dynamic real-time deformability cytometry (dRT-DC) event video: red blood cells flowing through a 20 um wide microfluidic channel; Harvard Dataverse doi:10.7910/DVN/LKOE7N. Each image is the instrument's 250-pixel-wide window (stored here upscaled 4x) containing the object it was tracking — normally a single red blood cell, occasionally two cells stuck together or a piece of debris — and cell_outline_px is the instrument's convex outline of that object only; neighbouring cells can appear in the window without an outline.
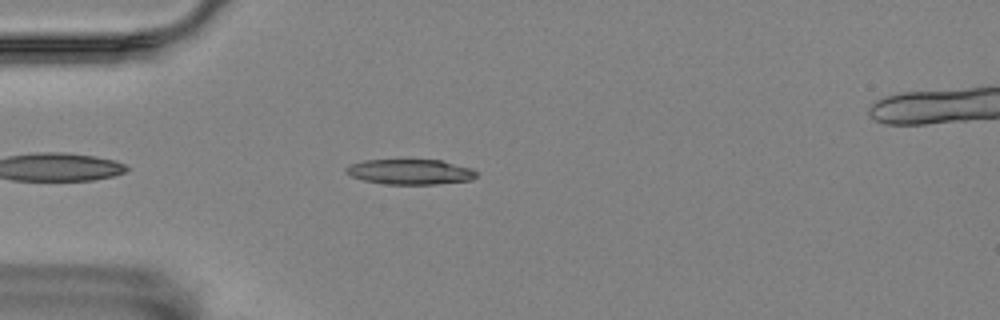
{"species": "Egyptian fruit bat (a non-hibernating species)", "species_latin": "Rousettus aegyptiacus", "temperature_condition": "room temperature", "stored_images_in_passage": 26, "camera_frame_rate_fps": 3000, "um_per_image_px": 0.085, "animal": {"sex": "female"}, "frame": {"image": 1, "passage_image": 4, "time_ms": 1.0, "image_size_px": [1000, 320], "cell_outline_px": [[480, 172], [472, 180], [436, 184], [384, 184], [364, 180], [352, 176], [344, 172], [344, 168], [352, 164], [364, 160], [440, 160], [472, 168]], "centroid_in_image_um": [34.9, 14.61], "position_along_channel_um": 50.1, "area_um2": 19.19}}
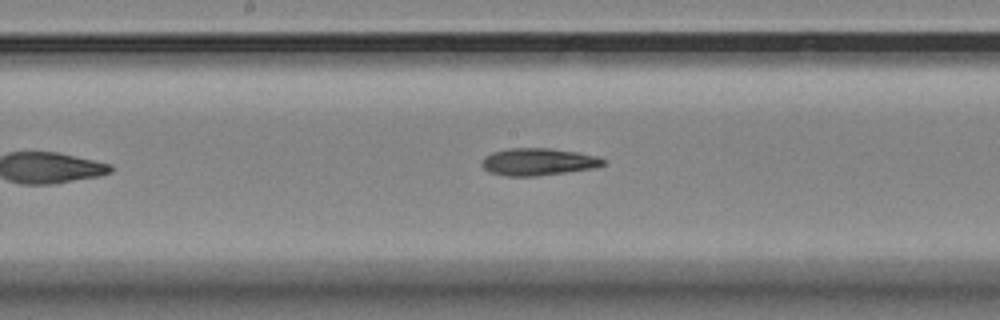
{"frame": {"image": 2, "passage_image": 18, "time_ms": 5.667, "image_size_px": [1000, 320], "cell_outline_px": [[604, 164], [596, 168], [536, 176], [508, 176], [488, 172], [480, 164], [484, 156], [492, 152], [508, 148], [552, 148], [600, 156], [604, 160]], "centroid_in_image_um": [45.73, 13.75], "position_along_channel_um": 202.5, "area_um2": 19.42}}
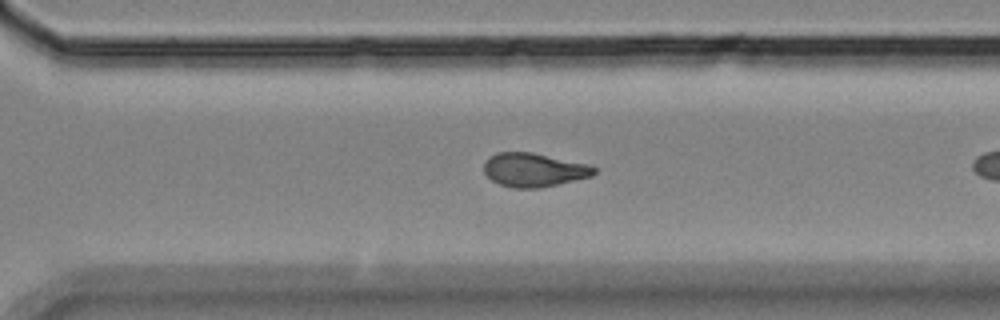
{"frame": {"image": 3, "passage_image": 25, "time_ms": 8.0, "image_size_px": [1000, 320], "cell_outline_px": [[596, 172], [592, 176], [540, 188], [512, 188], [500, 184], [492, 180], [484, 172], [484, 164], [488, 156], [496, 152], [532, 152], [588, 164], [596, 168]], "centroid_in_image_um": [45.36, 14.43], "position_along_channel_um": 325.2, "area_um2": 21.68}}